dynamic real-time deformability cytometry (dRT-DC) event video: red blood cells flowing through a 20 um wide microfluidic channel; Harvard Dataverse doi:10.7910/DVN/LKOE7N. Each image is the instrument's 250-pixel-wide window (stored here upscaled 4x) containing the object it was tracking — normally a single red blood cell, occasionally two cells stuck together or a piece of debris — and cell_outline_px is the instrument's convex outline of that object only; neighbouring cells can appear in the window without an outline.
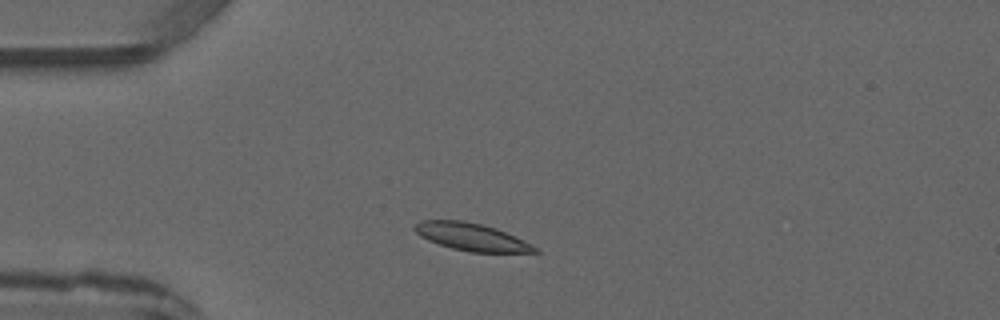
{"species": "common noctule bat (a hibernating species)", "species_latin": "Nyctalus noctula", "temperature_condition": "warm", "stored_images_in_passage": 2, "camera_frame_rate_fps": 3000, "um_per_image_px": 0.085, "animal": {"sex": "male", "forearm_length_mm": 52.5}, "frame": {"image": 1, "passage_image": 2, "time_ms": 1.333, "image_size_px": [1000, 320], "cell_outline_px": [[540, 252], [468, 252], [452, 248], [428, 240], [420, 236], [412, 228], [412, 224], [420, 220], [464, 220], [484, 224], [496, 228], [516, 236], [540, 248]], "centroid_in_image_um": [40.08, 20.12], "position_along_channel_um": 44.9, "area_um2": 19.54}}